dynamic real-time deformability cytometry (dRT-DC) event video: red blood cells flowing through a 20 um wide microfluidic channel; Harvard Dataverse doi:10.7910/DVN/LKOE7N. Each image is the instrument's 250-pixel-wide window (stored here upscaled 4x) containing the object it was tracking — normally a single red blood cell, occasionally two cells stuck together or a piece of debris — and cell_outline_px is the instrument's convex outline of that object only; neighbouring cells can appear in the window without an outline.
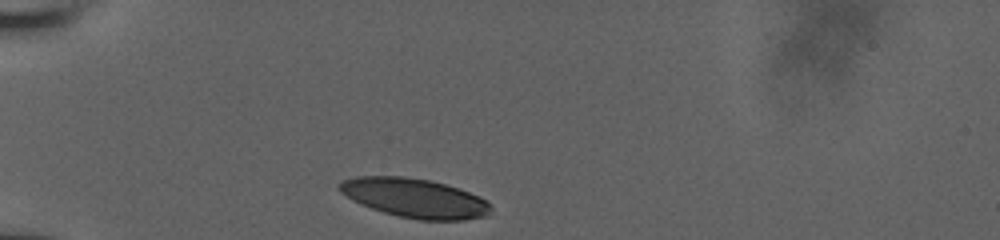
{"species": "human", "species_latin": "Homo sapiens", "temperature_condition": "room temperature", "stored_images_in_passage": 11, "camera_frame_rate_fps": 3000, "um_per_image_px": 0.085, "donor": {"sex": "male"}, "frame": {"image": 1, "passage_image": 1, "time_ms": 0.0, "image_size_px": [1000, 240], "cell_outline_px": [[492, 208], [488, 216], [464, 220], [420, 220], [400, 216], [384, 212], [360, 204], [352, 200], [340, 192], [336, 188], [336, 184], [340, 180], [356, 176], [404, 176], [432, 180], [480, 196]], "centroid_in_image_um": [35.19, 16.82], "position_along_channel_um": 49.8, "area_um2": 34.74}}
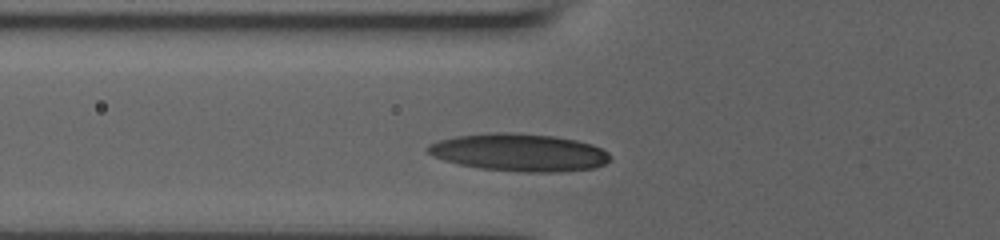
{"frame": {"image": 2, "passage_image": 8, "time_ms": 1.667, "image_size_px": [1000, 240], "cell_outline_px": [[608, 160], [604, 164], [596, 168], [560, 172], [520, 172], [480, 168], [460, 164], [444, 160], [428, 152], [424, 148], [428, 144], [440, 140], [456, 136], [492, 132], [508, 132], [552, 136], [576, 140], [592, 144], [608, 152]], "centroid_in_image_um": [44.13, 12.96], "position_along_channel_um": 81.7, "area_um2": 39.77}}